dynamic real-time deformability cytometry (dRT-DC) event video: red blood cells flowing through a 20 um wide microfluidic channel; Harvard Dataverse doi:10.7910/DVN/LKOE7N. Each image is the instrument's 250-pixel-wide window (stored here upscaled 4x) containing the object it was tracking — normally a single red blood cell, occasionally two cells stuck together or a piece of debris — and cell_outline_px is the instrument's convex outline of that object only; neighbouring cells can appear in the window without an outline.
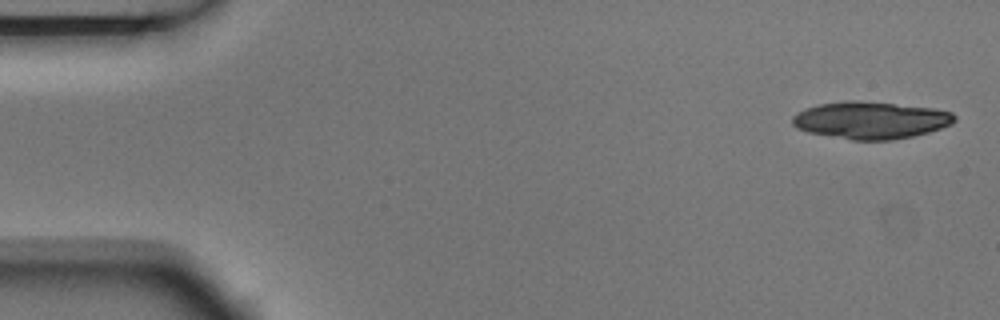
{"species": "Egyptian fruit bat (a non-hibernating species)", "species_latin": "Rousettus aegyptiacus", "temperature_condition": "room temperature", "stored_images_in_passage": 5, "camera_frame_rate_fps": 3000, "um_per_image_px": 0.085, "animal": {"sex": "male"}, "frame": {"image": 1, "passage_image": 1, "time_ms": 0.0, "image_size_px": [1000, 320], "cell_outline_px": [[956, 120], [952, 124], [928, 132], [912, 136], [892, 140], [852, 140], [808, 132], [796, 128], [792, 124], [792, 116], [804, 108], [820, 104], [848, 100], [860, 100], [932, 108], [952, 112], [956, 116]], "centroid_in_image_um": [73.99, 10.21], "position_along_channel_um": 11.0, "area_um2": 35.2}}